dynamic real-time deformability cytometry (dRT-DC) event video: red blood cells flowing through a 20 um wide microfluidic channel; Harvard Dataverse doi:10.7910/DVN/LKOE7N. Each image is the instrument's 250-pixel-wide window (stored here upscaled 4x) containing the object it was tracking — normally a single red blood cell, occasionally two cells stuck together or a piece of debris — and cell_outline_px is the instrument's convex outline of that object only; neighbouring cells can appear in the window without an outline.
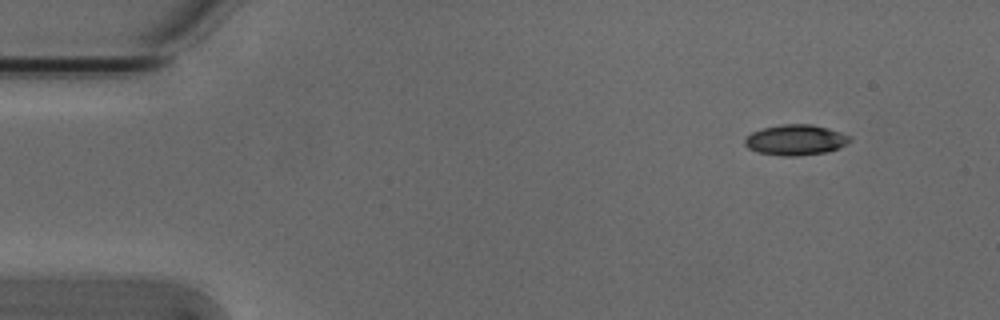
{"species": "Egyptian fruit bat (a non-hibernating species)", "species_latin": "Rousettus aegyptiacus", "temperature_condition": "cold", "stored_images_in_passage": 4, "camera_frame_rate_fps": 3000, "um_per_image_px": 0.085, "animal": {"sex": "male"}, "frame": {"image": 1, "passage_image": 1, "time_ms": 0.0, "image_size_px": [1000, 320], "cell_outline_px": [[852, 140], [840, 148], [828, 152], [796, 156], [780, 156], [756, 152], [748, 148], [744, 144], [744, 140], [752, 132], [764, 128], [780, 124], [812, 124], [828, 128], [852, 136]], "centroid_in_image_um": [67.65, 11.9], "position_along_channel_um": 17.3, "area_um2": 18.9}}
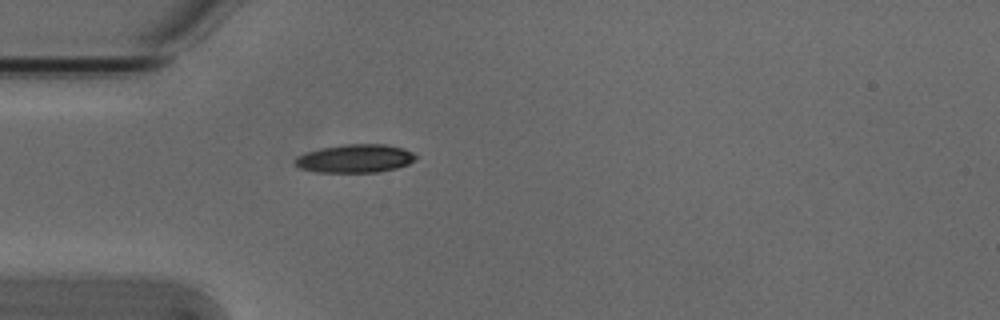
{"frame": {"image": 2, "passage_image": 4, "time_ms": 1.0, "image_size_px": [1000, 320], "cell_outline_px": [[416, 160], [408, 164], [396, 168], [376, 172], [316, 172], [300, 168], [292, 160], [296, 156], [304, 152], [320, 148], [344, 144], [388, 144], [404, 148], [412, 152], [416, 156]], "centroid_in_image_um": [30.16, 13.46], "position_along_channel_um": 54.8, "area_um2": 20.11}}